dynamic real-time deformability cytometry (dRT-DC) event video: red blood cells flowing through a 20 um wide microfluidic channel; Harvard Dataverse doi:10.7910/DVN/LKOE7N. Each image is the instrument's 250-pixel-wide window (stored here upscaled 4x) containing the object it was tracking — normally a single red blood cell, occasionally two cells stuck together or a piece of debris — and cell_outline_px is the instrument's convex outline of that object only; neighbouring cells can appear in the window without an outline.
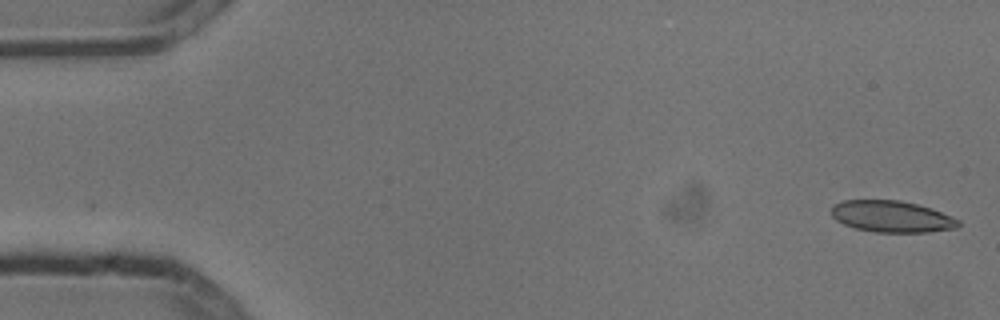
{"species": "common noctule bat (a hibernating species)", "species_latin": "Nyctalus noctula", "temperature_condition": "cold", "stored_images_in_passage": 4, "camera_frame_rate_fps": 3000, "um_per_image_px": 0.085, "animal": {"sex": "male", "body_mass_g": 13.3}, "frame": {"image": 1, "passage_image": 1, "time_ms": 0.0, "image_size_px": [1000, 320], "cell_outline_px": [[960, 224], [956, 228], [928, 232], [876, 232], [856, 228], [844, 224], [836, 220], [832, 216], [832, 204], [844, 200], [900, 200], [932, 208], [960, 220]], "centroid_in_image_um": [75.79, 18.4], "position_along_channel_um": 9.2, "area_um2": 23.29}}
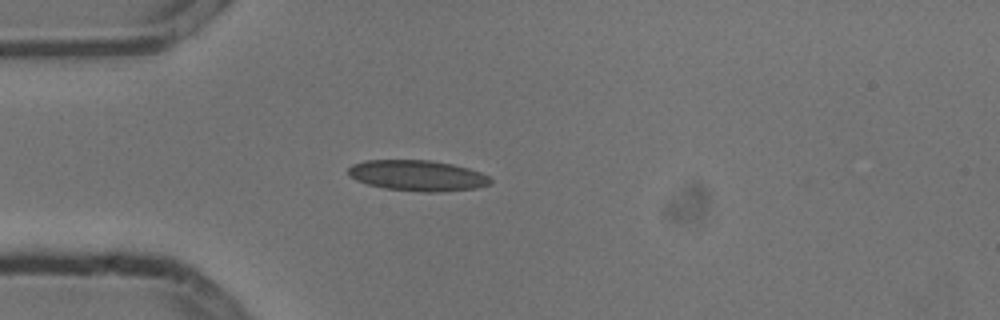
{"frame": {"image": 2, "passage_image": 4, "time_ms": 1.0, "image_size_px": [1000, 320], "cell_outline_px": [[492, 180], [488, 184], [476, 188], [440, 192], [420, 192], [384, 188], [368, 184], [356, 180], [348, 176], [348, 168], [352, 164], [364, 160], [432, 160], [452, 164], [468, 168], [480, 172], [488, 176]], "centroid_in_image_um": [35.45, 14.92], "position_along_channel_um": 49.5, "area_um2": 25.55}}